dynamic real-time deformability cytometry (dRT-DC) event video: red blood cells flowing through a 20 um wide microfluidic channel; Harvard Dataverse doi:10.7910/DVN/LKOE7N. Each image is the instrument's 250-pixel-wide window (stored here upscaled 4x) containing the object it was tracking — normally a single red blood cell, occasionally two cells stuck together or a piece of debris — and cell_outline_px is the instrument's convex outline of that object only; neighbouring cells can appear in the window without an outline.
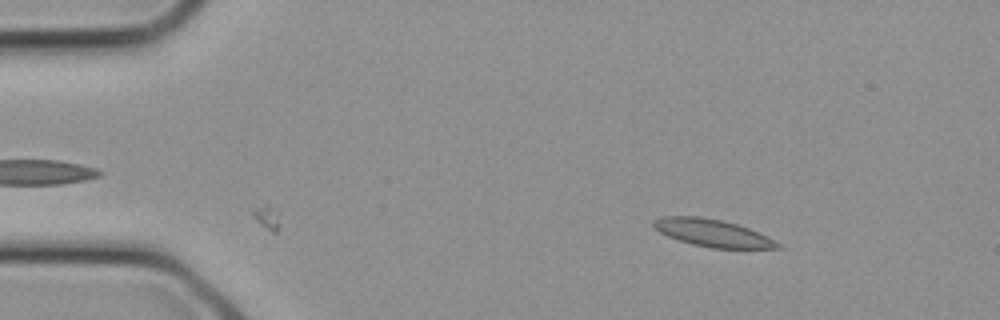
{"species": "common noctule bat (a hibernating species)", "species_latin": "Nyctalus noctula", "temperature_condition": "cold", "stored_images_in_passage": 3, "camera_frame_rate_fps": 3000, "um_per_image_px": 0.085, "animal": {"sex": "female", "body_mass_g": 21.9}, "frame": {"image": 1, "passage_image": 3, "time_ms": 0.667, "image_size_px": [1000, 320], "cell_outline_px": [[784, 248], [712, 248], [692, 244], [668, 236], [660, 232], [652, 224], [652, 220], [660, 216], [700, 216], [720, 220], [736, 224], [748, 228], [768, 236], [780, 244]], "centroid_in_image_um": [60.55, 19.79], "position_along_channel_um": 24.4, "area_um2": 19.65}}